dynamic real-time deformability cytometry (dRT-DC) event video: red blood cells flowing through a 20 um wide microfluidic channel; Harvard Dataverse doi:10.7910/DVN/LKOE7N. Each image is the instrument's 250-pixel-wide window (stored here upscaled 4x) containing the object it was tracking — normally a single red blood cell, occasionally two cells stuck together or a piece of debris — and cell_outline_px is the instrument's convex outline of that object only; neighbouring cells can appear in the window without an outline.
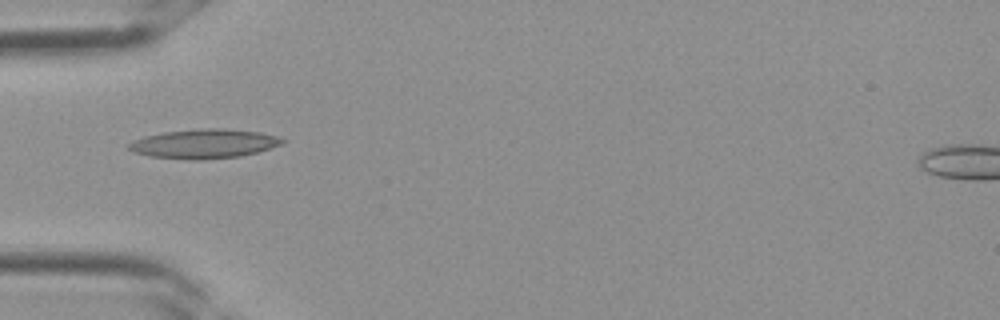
{"species": "Egyptian fruit bat (a non-hibernating species)", "species_latin": "Rousettus aegyptiacus", "temperature_condition": "room temperature", "stored_images_in_passage": 3, "camera_frame_rate_fps": 3000, "um_per_image_px": 0.085, "frame": {"image": 1, "passage_image": 3, "time_ms": 0.667, "image_size_px": [1000, 320], "cell_outline_px": [[288, 140], [280, 144], [256, 152], [240, 156], [200, 160], [192, 160], [148, 156], [132, 152], [124, 148], [128, 144], [144, 136], [164, 132], [204, 128], [224, 128], [260, 132], [276, 136]], "centroid_in_image_um": [17.3, 12.22], "position_along_channel_um": 67.7, "area_um2": 26.18}}